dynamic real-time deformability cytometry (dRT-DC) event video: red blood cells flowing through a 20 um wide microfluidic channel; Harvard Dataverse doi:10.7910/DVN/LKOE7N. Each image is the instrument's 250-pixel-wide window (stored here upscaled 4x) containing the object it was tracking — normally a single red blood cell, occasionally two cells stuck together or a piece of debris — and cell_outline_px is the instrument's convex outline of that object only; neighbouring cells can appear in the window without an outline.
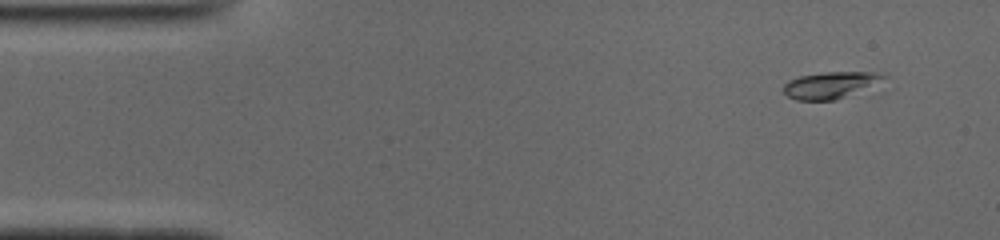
{"species": "common noctule bat (a hibernating species)", "species_latin": "Nyctalus noctula", "temperature_condition": "cold", "stored_images_in_passage": 51, "camera_frame_rate_fps": 3000, "um_per_image_px": 0.085, "animal": {"sex": "male", "body_mass_g": 19.0, "forearm_length_mm": 50.8}, "frame": {"image": 1, "passage_image": 4, "time_ms": 1.0, "image_size_px": [1000, 240], "cell_outline_px": [[888, 76], [832, 100], [796, 100], [788, 96], [784, 92], [784, 84], [788, 80], [800, 76], [824, 72], [880, 72]], "centroid_in_image_um": [70.44, 7.2], "position_along_channel_um": 14.6, "area_um2": 14.62}}
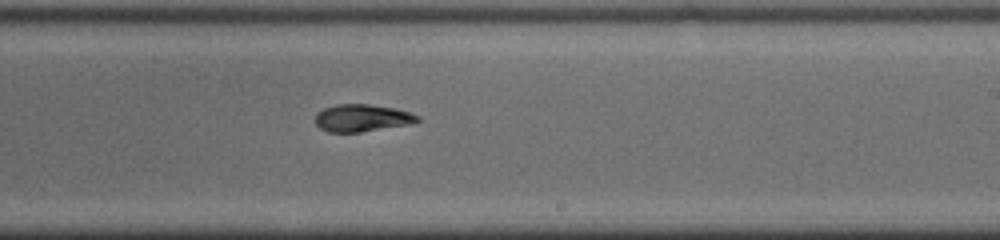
{"frame": {"image": 2, "passage_image": 30, "time_ms": 9.667, "image_size_px": [1000, 240], "cell_outline_px": [[420, 120], [408, 124], [360, 132], [328, 132], [320, 128], [316, 124], [316, 112], [324, 108], [336, 104], [368, 104], [396, 108], [420, 116]], "centroid_in_image_um": [30.75, 10.02], "position_along_channel_um": 258.3, "area_um2": 16.18}}
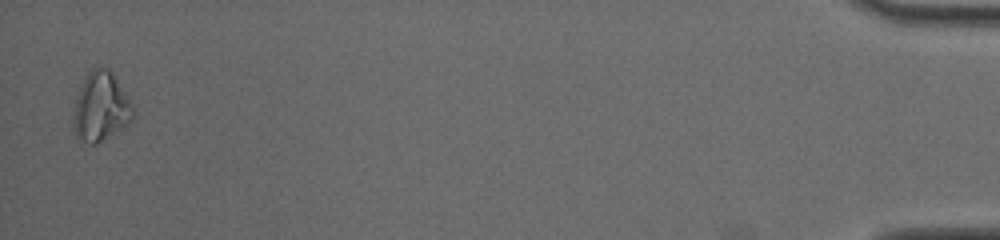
{"frame": {"image": 3, "passage_image": 50, "time_ms": 16.333, "image_size_px": [1000, 240], "cell_outline_px": [[136, 116], [128, 124], [96, 144], [88, 144], [76, 136], [72, 124], [72, 112], [76, 96], [88, 72], [96, 64], [112, 72], [132, 104], [136, 112]], "centroid_in_image_um": [8.56, 9.09], "position_along_channel_um": 426.6, "area_um2": 24.22}, "authors_computed_cell_mechanics": {"area_um2": 16.8776, "velocity_mm_per_s": 3.9316, "shape_relaxation_time_tau1_ms": 3.669, "shape_relaxation_time_tau2_ms": 2.7816, "deformation_change_tau1": 0.1461, "deformation_change_tau2": 0.0838}}